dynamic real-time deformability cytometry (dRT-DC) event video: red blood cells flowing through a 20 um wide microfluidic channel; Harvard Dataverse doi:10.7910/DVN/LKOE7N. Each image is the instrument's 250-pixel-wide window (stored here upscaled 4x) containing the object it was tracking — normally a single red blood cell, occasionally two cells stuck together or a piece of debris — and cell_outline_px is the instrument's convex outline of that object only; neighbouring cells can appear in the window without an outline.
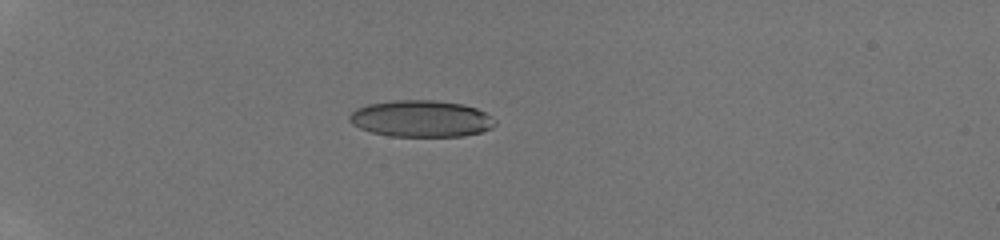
{"species": "human", "species_latin": "Homo sapiens", "temperature_condition": "room temperature", "stored_images_in_passage": 33, "camera_frame_rate_fps": 3000, "um_per_image_px": 0.085, "donor": {"sex": "male"}, "frame": {"image": 1, "passage_image": 1, "time_ms": 0.0, "image_size_px": [1000, 240], "cell_outline_px": [[496, 124], [492, 128], [480, 132], [464, 136], [392, 136], [372, 132], [360, 128], [352, 124], [348, 120], [348, 116], [356, 108], [368, 104], [392, 100], [436, 100], [464, 104], [476, 108], [484, 112], [496, 120]], "centroid_in_image_um": [35.79, 10.08], "position_along_channel_um": 49.2, "area_um2": 31.21}}
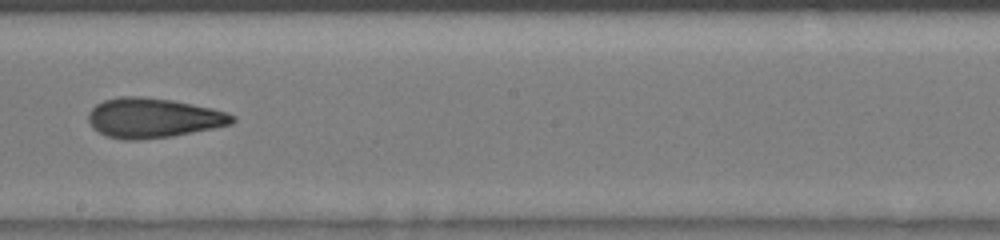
{"frame": {"image": 2, "passage_image": 16, "time_ms": 5.0, "image_size_px": [1000, 240], "cell_outline_px": [[236, 120], [232, 124], [172, 136], [140, 140], [124, 140], [104, 136], [92, 128], [88, 120], [88, 112], [96, 104], [104, 100], [120, 96], [140, 96], [172, 100], [212, 108], [228, 112], [236, 116]], "centroid_in_image_um": [13.0, 10.03], "position_along_channel_um": 235.2, "area_um2": 33.58}}
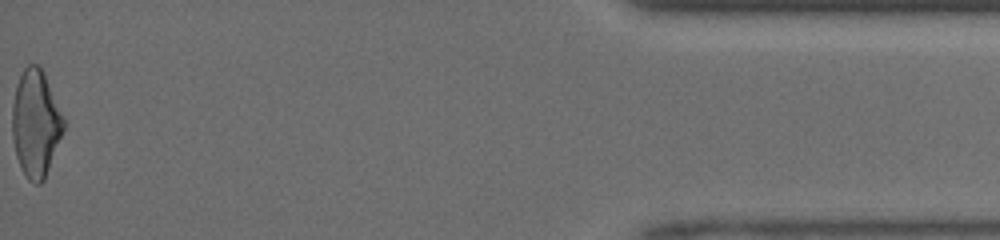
{"frame": {"image": 3, "passage_image": 33, "time_ms": 10.667, "image_size_px": [1000, 240], "cell_outline_px": [[64, 128], [44, 180], [40, 184], [36, 184], [28, 180], [16, 156], [12, 136], [12, 104], [16, 84], [24, 68], [28, 64], [36, 64], [44, 72], [64, 120]], "centroid_in_image_um": [3.01, 10.48], "position_along_channel_um": 432.2, "area_um2": 31.62}}